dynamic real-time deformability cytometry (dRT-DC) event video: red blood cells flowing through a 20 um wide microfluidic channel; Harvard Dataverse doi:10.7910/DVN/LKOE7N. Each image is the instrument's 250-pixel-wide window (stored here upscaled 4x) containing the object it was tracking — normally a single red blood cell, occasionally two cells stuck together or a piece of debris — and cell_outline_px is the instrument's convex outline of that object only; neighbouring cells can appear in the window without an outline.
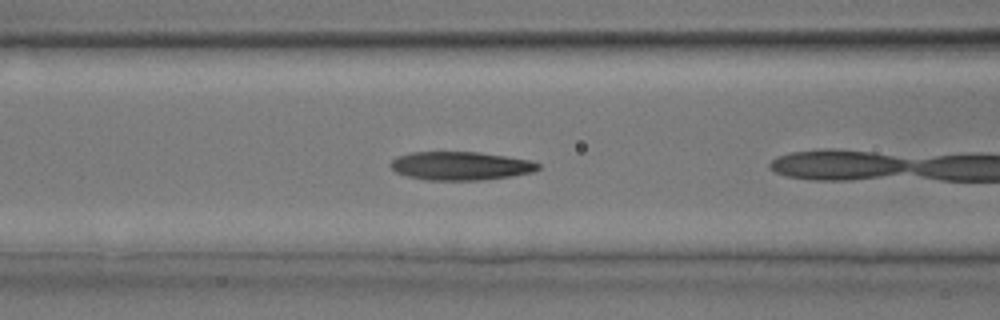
{"species": "common noctule bat (a hibernating species)", "species_latin": "Nyctalus noctula", "temperature_condition": "room temperature", "stored_images_in_passage": 4, "camera_frame_rate_fps": 3000, "um_per_image_px": 0.085, "animal": {"sex": "male", "body_mass_g": 17.9, "forearm_length_mm": 54.2}, "frame": {"image": 1, "passage_image": 3, "time_ms": 0.667, "image_size_px": [1000, 320], "cell_outline_px": [[540, 168], [532, 172], [512, 176], [480, 180], [428, 180], [408, 176], [396, 172], [388, 164], [396, 156], [412, 152], [476, 152], [532, 160], [540, 164]], "centroid_in_image_um": [39.14, 14.1], "position_along_channel_um": 127.5, "area_um2": 24.45}}